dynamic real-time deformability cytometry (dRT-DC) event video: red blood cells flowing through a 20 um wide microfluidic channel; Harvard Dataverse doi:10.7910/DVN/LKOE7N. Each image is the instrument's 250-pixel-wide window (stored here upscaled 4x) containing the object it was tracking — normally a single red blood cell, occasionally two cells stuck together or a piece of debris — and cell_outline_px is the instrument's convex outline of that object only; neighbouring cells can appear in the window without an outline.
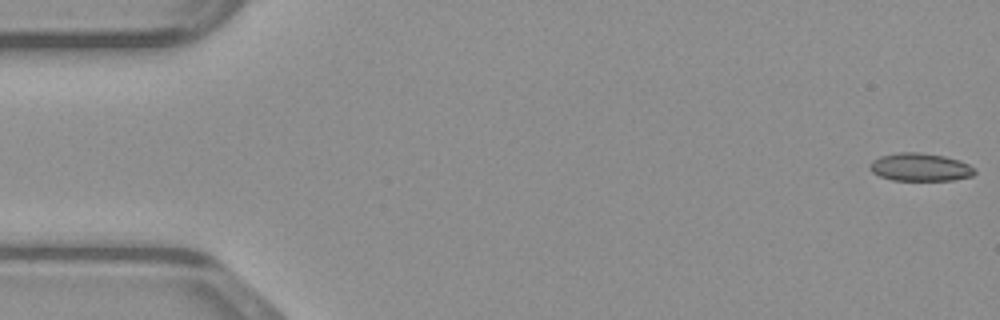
{"species": "common noctule bat (a hibernating species)", "species_latin": "Nyctalus noctula", "temperature_condition": "warm", "stored_images_in_passage": 48, "camera_frame_rate_fps": 3000, "um_per_image_px": 0.085, "animal": {"sex": "male", "body_mass_g": 23.1, "forearm_length_mm": 52.7}, "frame": {"image": 1, "passage_image": 1, "time_ms": 0.0, "image_size_px": [1000, 320], "cell_outline_px": [[976, 172], [972, 176], [952, 180], [892, 180], [880, 176], [872, 172], [868, 168], [868, 164], [872, 160], [880, 156], [896, 152], [920, 152], [944, 156], [968, 164], [976, 168]], "centroid_in_image_um": [78.17, 14.2], "position_along_channel_um": 6.8, "area_um2": 17.17}}
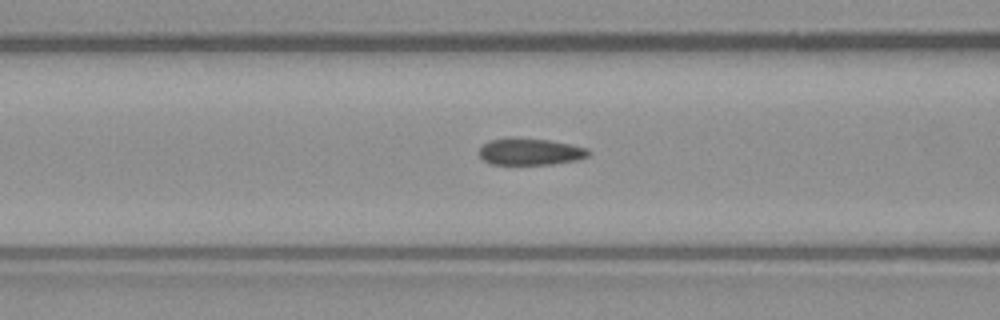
{"frame": {"image": 2, "passage_image": 19, "time_ms": 6.0, "image_size_px": [1000, 320], "cell_outline_px": [[592, 152], [588, 156], [576, 160], [552, 164], [492, 164], [484, 160], [480, 156], [480, 148], [484, 144], [492, 140], [508, 136], [548, 140], [588, 148]], "centroid_in_image_um": [45.07, 12.88], "position_along_channel_um": 121.5, "area_um2": 17.05}}
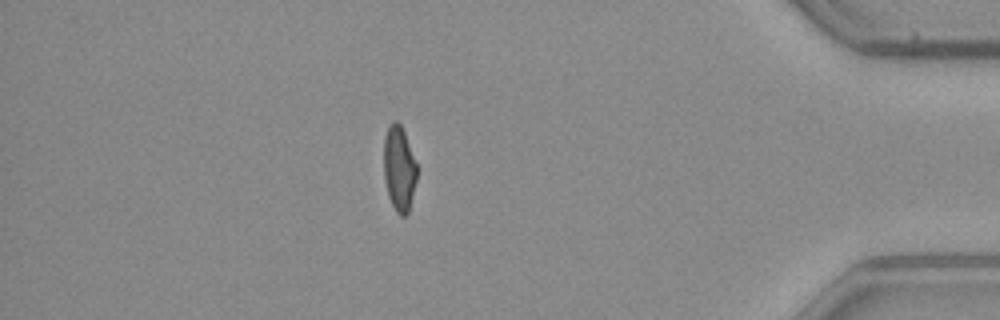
{"frame": {"image": 3, "passage_image": 42, "time_ms": 13.667, "image_size_px": [1000, 320], "cell_outline_px": [[416, 180], [408, 212], [404, 216], [400, 216], [396, 212], [388, 196], [384, 176], [384, 136], [388, 124], [392, 120], [396, 120], [400, 124], [404, 132], [416, 164]], "centroid_in_image_um": [33.9, 14.3], "position_along_channel_um": 401.3, "area_um2": 16.3}}